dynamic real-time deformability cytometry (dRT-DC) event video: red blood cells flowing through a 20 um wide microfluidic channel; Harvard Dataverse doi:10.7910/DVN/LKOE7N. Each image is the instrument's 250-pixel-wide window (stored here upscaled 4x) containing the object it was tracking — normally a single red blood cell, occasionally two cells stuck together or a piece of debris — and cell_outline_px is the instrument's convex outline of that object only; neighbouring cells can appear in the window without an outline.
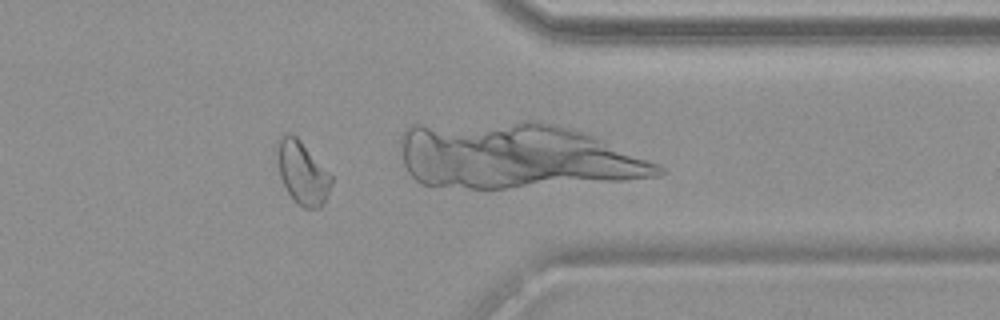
{"species": "common noctule bat (a hibernating species)", "species_latin": "Nyctalus noctula", "temperature_condition": "warm", "stored_images_in_passage": 37, "camera_frame_rate_fps": 3000, "um_per_image_px": 0.085, "animal": {"sex": "female", "body_mass_g": 19.9}, "frame": {"image": 1, "passage_image": 32, "time_ms": 10.333, "image_size_px": [1000, 320], "cell_outline_px": [[332, 184], [324, 204], [320, 208], [304, 208], [288, 192], [280, 176], [276, 144], [288, 132], [292, 132], [300, 140], [332, 176]], "centroid_in_image_um": [25.72, 14.68], "position_along_channel_um": 385.7, "area_um2": 19.42}}